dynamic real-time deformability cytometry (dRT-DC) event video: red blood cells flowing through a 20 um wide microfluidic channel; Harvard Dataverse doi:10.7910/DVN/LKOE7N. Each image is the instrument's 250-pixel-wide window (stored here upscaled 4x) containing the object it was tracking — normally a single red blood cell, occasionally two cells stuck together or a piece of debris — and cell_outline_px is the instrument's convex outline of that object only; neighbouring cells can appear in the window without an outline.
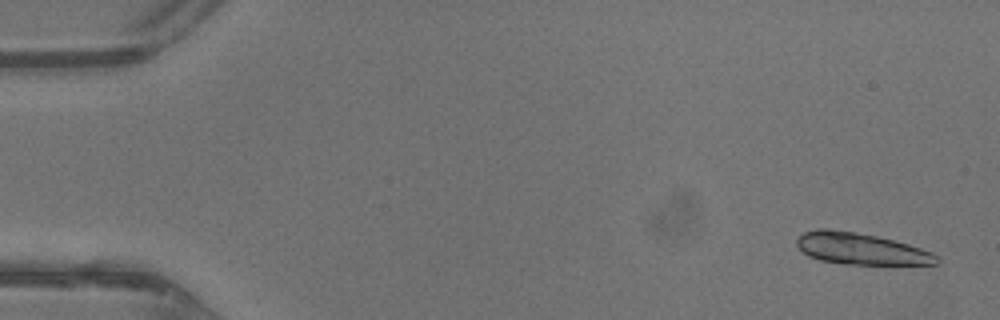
{"species": "common noctule bat (a hibernating species)", "species_latin": "Nyctalus noctula", "temperature_condition": "warm", "stored_images_in_passage": 27, "segment_of_instrument_passage": [1, 2], "camera_frame_rate_fps": 3000, "um_per_image_px": 0.085, "animal": {"sex": "male", "body_mass_g": 13.3}, "frame": {"image": 1, "passage_image": 2, "time_ms": 0.333, "image_size_px": [1000, 320], "cell_outline_px": [[940, 260], [936, 264], [844, 264], [820, 260], [808, 256], [796, 244], [796, 240], [804, 232], [816, 228], [828, 228], [876, 236], [908, 244], [932, 252], [940, 256]], "centroid_in_image_um": [73.17, 21.14], "position_along_channel_um": 11.8, "area_um2": 25.55}}
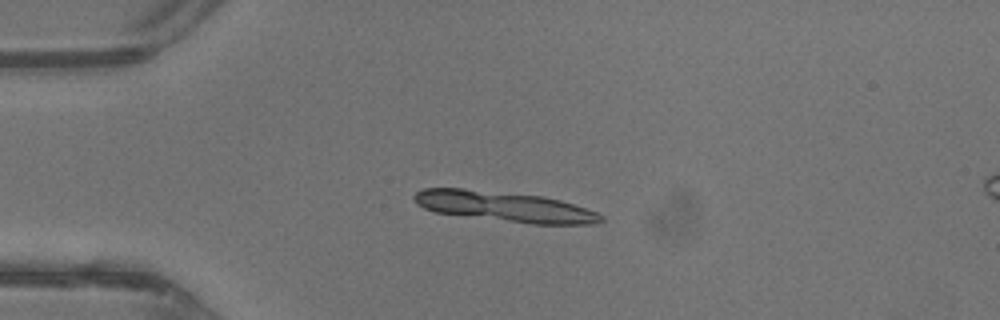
{"frame": {"image": 2, "passage_image": 11, "time_ms": 3.333, "image_size_px": [1000, 320], "cell_outline_px": [[604, 220], [596, 224], [532, 224], [432, 212], [416, 204], [412, 196], [416, 192], [424, 188], [464, 188], [544, 196], [560, 200], [596, 212], [604, 216]], "centroid_in_image_um": [42.86, 17.56], "position_along_channel_um": 42.1, "area_um2": 33.0}}